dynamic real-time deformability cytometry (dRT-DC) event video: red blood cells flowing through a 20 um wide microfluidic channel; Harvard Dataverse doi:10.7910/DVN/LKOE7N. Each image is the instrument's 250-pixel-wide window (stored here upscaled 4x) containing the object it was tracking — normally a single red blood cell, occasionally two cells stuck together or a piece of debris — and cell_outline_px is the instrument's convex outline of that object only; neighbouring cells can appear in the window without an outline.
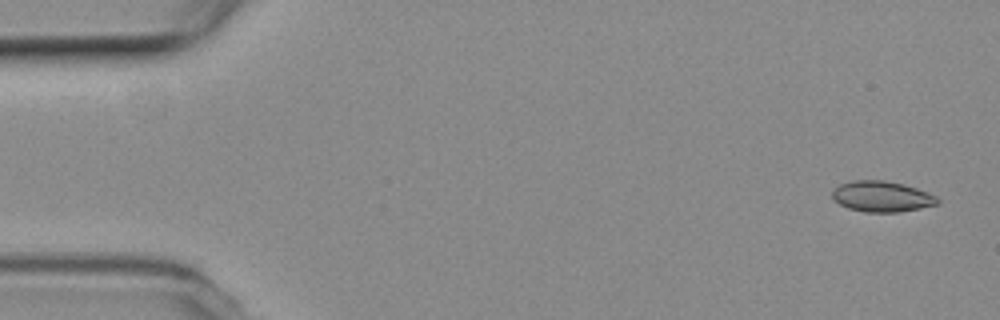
{"species": "common noctule bat (a hibernating species)", "species_latin": "Nyctalus noctula", "temperature_condition": "room temperature", "stored_images_in_passage": 14, "camera_frame_rate_fps": 3000, "um_per_image_px": 0.085, "animal": {"sex": "female", "body_mass_g": 19.3, "forearm_length_mm": 54.1}, "frame": {"image": 1, "passage_image": 2, "time_ms": 0.333, "image_size_px": [1000, 320], "cell_outline_px": [[940, 200], [936, 204], [920, 208], [900, 212], [864, 212], [848, 208], [840, 204], [832, 196], [832, 188], [840, 184], [852, 180], [884, 180], [904, 184], [928, 192], [936, 196]], "centroid_in_image_um": [74.94, 16.69], "position_along_channel_um": 10.1, "area_um2": 18.9}}